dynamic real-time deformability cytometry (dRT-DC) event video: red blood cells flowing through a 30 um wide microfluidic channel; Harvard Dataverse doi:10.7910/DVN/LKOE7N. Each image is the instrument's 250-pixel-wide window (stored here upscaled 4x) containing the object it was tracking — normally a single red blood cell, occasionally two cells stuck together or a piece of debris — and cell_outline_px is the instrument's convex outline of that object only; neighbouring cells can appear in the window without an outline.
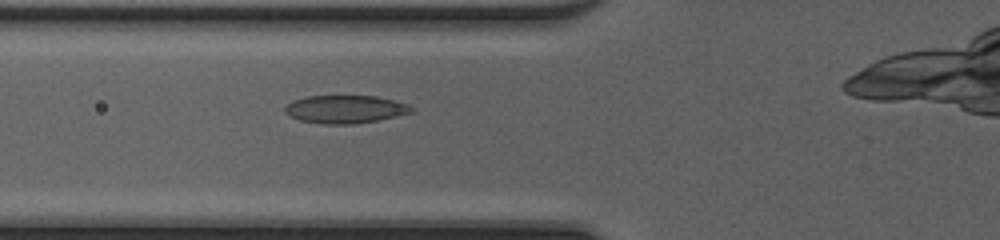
{"species": "common noctule bat (a hibernating species)", "species_latin": "Nyctalus noctula", "temperature_condition": "cold", "stored_images_in_passage": 34, "camera_frame_rate_fps": 3000, "um_per_image_px": 0.085, "animal": {"sex": "female", "body_mass_g": 20.0, "forearm_length_mm": 54.0}, "frame": {"image": 1, "passage_image": 9, "time_ms": 2.667, "image_size_px": [1000, 240], "cell_outline_px": [[416, 108], [412, 112], [400, 116], [380, 120], [356, 124], [320, 124], [300, 120], [284, 112], [284, 104], [292, 100], [308, 96], [376, 96], [396, 100], [408, 104]], "centroid_in_image_um": [29.38, 9.29], "position_along_channel_um": 96.4, "area_um2": 21.04}}
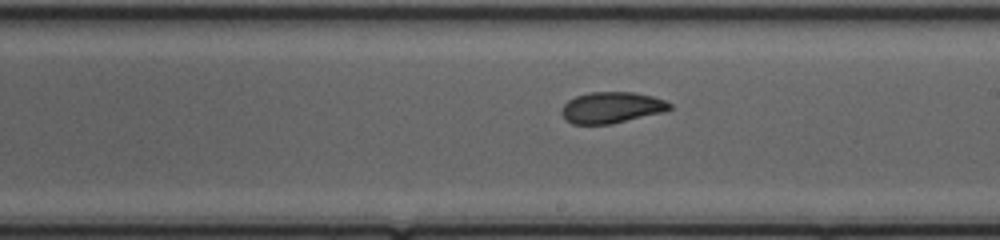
{"frame": {"image": 2, "passage_image": 19, "time_ms": 6.0, "image_size_px": [1000, 240], "cell_outline_px": [[672, 108], [664, 112], [612, 124], [572, 124], [560, 112], [564, 104], [568, 100], [576, 96], [588, 92], [632, 92], [652, 96], [664, 100], [672, 104]], "centroid_in_image_um": [52.0, 9.14], "position_along_channel_um": 237.0, "area_um2": 19.65}}
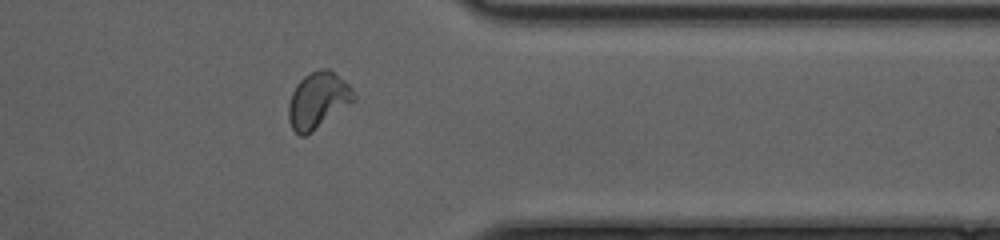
{"frame": {"image": 3, "passage_image": 30, "time_ms": 9.667, "image_size_px": [1000, 240], "cell_outline_px": [[356, 100], [312, 132], [304, 136], [300, 136], [292, 128], [288, 120], [288, 104], [292, 92], [296, 84], [304, 76], [320, 68], [328, 68], [344, 80], [352, 88], [356, 96]], "centroid_in_image_um": [27.02, 8.53], "position_along_channel_um": 384.4, "area_um2": 21.44}}